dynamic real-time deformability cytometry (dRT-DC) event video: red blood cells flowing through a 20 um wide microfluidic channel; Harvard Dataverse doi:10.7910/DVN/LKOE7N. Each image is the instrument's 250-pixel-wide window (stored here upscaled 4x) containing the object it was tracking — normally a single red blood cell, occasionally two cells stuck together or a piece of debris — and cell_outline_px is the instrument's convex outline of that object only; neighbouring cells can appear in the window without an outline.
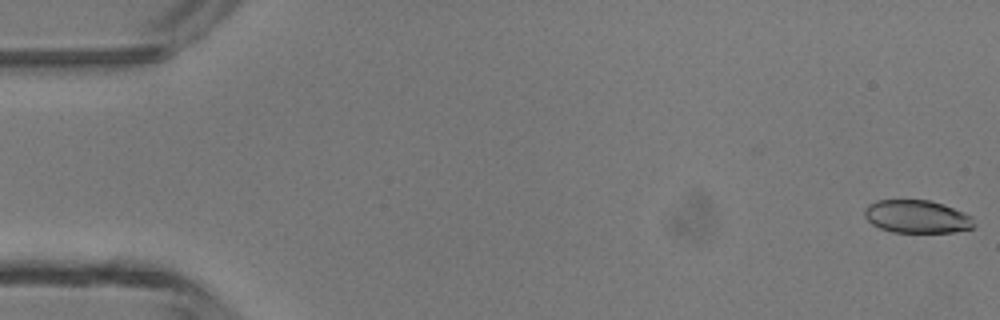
{"species": "common noctule bat (a hibernating species)", "species_latin": "Nyctalus noctula", "temperature_condition": "room temperature", "stored_images_in_passage": 47, "camera_frame_rate_fps": 3000, "um_per_image_px": 0.085, "animal": {"sex": "male", "body_mass_g": 13.3}, "frame": {"image": 1, "passage_image": 1, "time_ms": 0.0, "image_size_px": [1000, 320], "cell_outline_px": [[976, 228], [956, 232], [892, 232], [880, 228], [872, 224], [864, 216], [864, 208], [868, 204], [876, 200], [928, 200], [944, 204], [964, 212], [972, 216], [976, 224]], "centroid_in_image_um": [77.97, 18.41], "position_along_channel_um": 7.0, "area_um2": 21.33}}
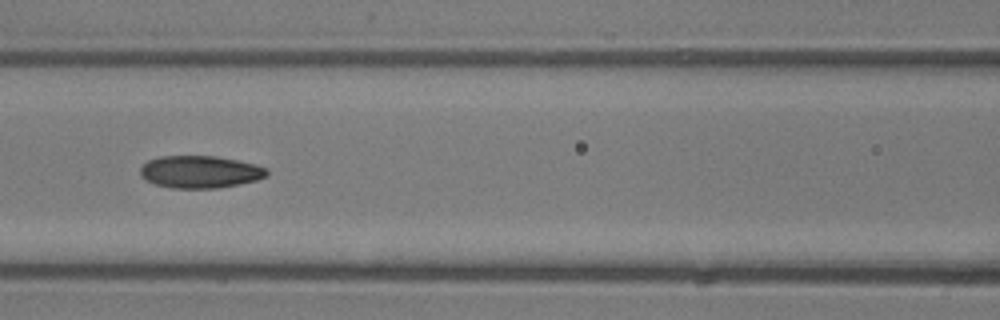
{"frame": {"image": 2, "passage_image": 21, "time_ms": 6.667, "image_size_px": [1000, 320], "cell_outline_px": [[268, 176], [256, 180], [240, 184], [220, 188], [172, 188], [156, 184], [140, 176], [140, 168], [148, 160], [160, 156], [216, 156], [256, 164], [268, 168]], "centroid_in_image_um": [17.04, 14.61], "position_along_channel_um": 149.6, "area_um2": 23.93}}
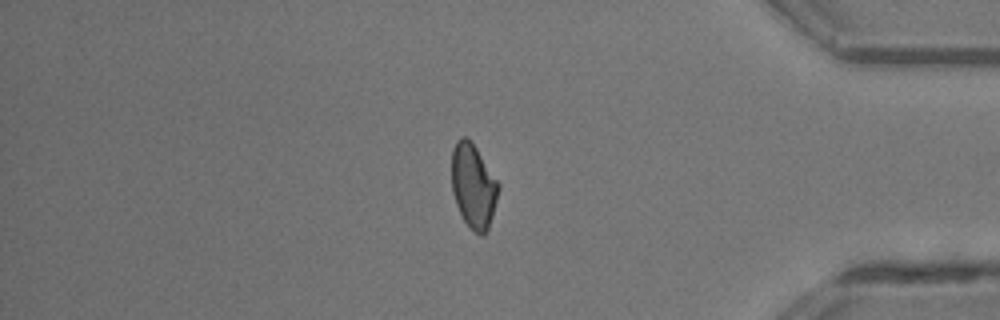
{"frame": {"image": 3, "passage_image": 40, "time_ms": 13.0, "image_size_px": [1000, 320], "cell_outline_px": [[500, 188], [492, 216], [488, 228], [484, 236], [480, 236], [464, 220], [456, 204], [452, 192], [452, 148], [456, 140], [460, 136], [464, 136], [472, 140], [500, 184]], "centroid_in_image_um": [40.24, 15.75], "position_along_channel_um": 395.0, "area_um2": 23.12}, "authors_computed_cell_mechanics": {"area_um2": 23.2356, "velocity_mm_per_s": 4.3807, "shape_relaxation_time_tau1_ms": 7.0053, "shape_relaxation_time_tau2_ms": 3.2251, "deformation_change_tau1": 0.1658, "deformation_change_tau2": 0.1012}}